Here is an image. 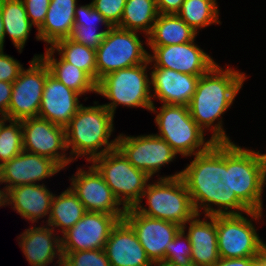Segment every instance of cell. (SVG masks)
Returning <instances> with one entry per match:
<instances>
[{
  "instance_id": "4316f807",
  "label": "cell",
  "mask_w": 266,
  "mask_h": 266,
  "mask_svg": "<svg viewBox=\"0 0 266 266\" xmlns=\"http://www.w3.org/2000/svg\"><path fill=\"white\" fill-rule=\"evenodd\" d=\"M198 33L177 14H159L151 32L147 35V46L178 45L193 41Z\"/></svg>"
},
{
  "instance_id": "cb8c5ba5",
  "label": "cell",
  "mask_w": 266,
  "mask_h": 266,
  "mask_svg": "<svg viewBox=\"0 0 266 266\" xmlns=\"http://www.w3.org/2000/svg\"><path fill=\"white\" fill-rule=\"evenodd\" d=\"M54 195L44 183L19 185L5 193V206H13L22 218L36 223L44 216L49 217Z\"/></svg>"
},
{
  "instance_id": "3957f363",
  "label": "cell",
  "mask_w": 266,
  "mask_h": 266,
  "mask_svg": "<svg viewBox=\"0 0 266 266\" xmlns=\"http://www.w3.org/2000/svg\"><path fill=\"white\" fill-rule=\"evenodd\" d=\"M97 103L82 105L65 126L66 147L71 148L69 157L73 162L86 156L90 163L95 157L117 148V137L109 141L114 131V115Z\"/></svg>"
},
{
  "instance_id": "9c48e42d",
  "label": "cell",
  "mask_w": 266,
  "mask_h": 266,
  "mask_svg": "<svg viewBox=\"0 0 266 266\" xmlns=\"http://www.w3.org/2000/svg\"><path fill=\"white\" fill-rule=\"evenodd\" d=\"M149 53L137 31L111 27L96 50L97 83L105 75L147 62Z\"/></svg>"
},
{
  "instance_id": "e0dca14e",
  "label": "cell",
  "mask_w": 266,
  "mask_h": 266,
  "mask_svg": "<svg viewBox=\"0 0 266 266\" xmlns=\"http://www.w3.org/2000/svg\"><path fill=\"white\" fill-rule=\"evenodd\" d=\"M124 219L134 229L141 246L151 262L165 261L167 245L182 227L174 222L155 219L128 208Z\"/></svg>"
},
{
  "instance_id": "7c38bea8",
  "label": "cell",
  "mask_w": 266,
  "mask_h": 266,
  "mask_svg": "<svg viewBox=\"0 0 266 266\" xmlns=\"http://www.w3.org/2000/svg\"><path fill=\"white\" fill-rule=\"evenodd\" d=\"M21 125L24 151L50 158L63 170L73 162L64 152L67 150L65 127L40 117L21 120Z\"/></svg>"
},
{
  "instance_id": "5b68a950",
  "label": "cell",
  "mask_w": 266,
  "mask_h": 266,
  "mask_svg": "<svg viewBox=\"0 0 266 266\" xmlns=\"http://www.w3.org/2000/svg\"><path fill=\"white\" fill-rule=\"evenodd\" d=\"M156 110L153 103L150 112L157 114L154 122L159 130L155 135L164 139L182 157L202 153L215 143L211 138L205 140V132L191 117L188 106L162 104Z\"/></svg>"
},
{
  "instance_id": "277c9868",
  "label": "cell",
  "mask_w": 266,
  "mask_h": 266,
  "mask_svg": "<svg viewBox=\"0 0 266 266\" xmlns=\"http://www.w3.org/2000/svg\"><path fill=\"white\" fill-rule=\"evenodd\" d=\"M180 175L181 171L159 177L152 184L149 181L141 201L134 208L147 217L174 222L183 227L197 213ZM145 197L148 208L141 205Z\"/></svg>"
},
{
  "instance_id": "83f0119b",
  "label": "cell",
  "mask_w": 266,
  "mask_h": 266,
  "mask_svg": "<svg viewBox=\"0 0 266 266\" xmlns=\"http://www.w3.org/2000/svg\"><path fill=\"white\" fill-rule=\"evenodd\" d=\"M84 205L68 187L60 195H54L46 225L60 229L62 234L71 229L86 213Z\"/></svg>"
},
{
  "instance_id": "681fc988",
  "label": "cell",
  "mask_w": 266,
  "mask_h": 266,
  "mask_svg": "<svg viewBox=\"0 0 266 266\" xmlns=\"http://www.w3.org/2000/svg\"><path fill=\"white\" fill-rule=\"evenodd\" d=\"M5 119H6L5 117H1V116H0V125H1V123H2Z\"/></svg>"
},
{
  "instance_id": "8d00e7d4",
  "label": "cell",
  "mask_w": 266,
  "mask_h": 266,
  "mask_svg": "<svg viewBox=\"0 0 266 266\" xmlns=\"http://www.w3.org/2000/svg\"><path fill=\"white\" fill-rule=\"evenodd\" d=\"M91 3L112 27L120 24L126 0H92Z\"/></svg>"
},
{
  "instance_id": "60d3db41",
  "label": "cell",
  "mask_w": 266,
  "mask_h": 266,
  "mask_svg": "<svg viewBox=\"0 0 266 266\" xmlns=\"http://www.w3.org/2000/svg\"><path fill=\"white\" fill-rule=\"evenodd\" d=\"M262 256L244 258H220L214 266H260Z\"/></svg>"
},
{
  "instance_id": "f907efd6",
  "label": "cell",
  "mask_w": 266,
  "mask_h": 266,
  "mask_svg": "<svg viewBox=\"0 0 266 266\" xmlns=\"http://www.w3.org/2000/svg\"><path fill=\"white\" fill-rule=\"evenodd\" d=\"M54 266H56V265H54ZM57 266H65V264L62 262V263L58 264Z\"/></svg>"
},
{
  "instance_id": "836d02e7",
  "label": "cell",
  "mask_w": 266,
  "mask_h": 266,
  "mask_svg": "<svg viewBox=\"0 0 266 266\" xmlns=\"http://www.w3.org/2000/svg\"><path fill=\"white\" fill-rule=\"evenodd\" d=\"M191 249L189 236L181 229L166 247L165 262L175 266H193Z\"/></svg>"
},
{
  "instance_id": "7a4b0ae2",
  "label": "cell",
  "mask_w": 266,
  "mask_h": 266,
  "mask_svg": "<svg viewBox=\"0 0 266 266\" xmlns=\"http://www.w3.org/2000/svg\"><path fill=\"white\" fill-rule=\"evenodd\" d=\"M226 67L221 68L216 63L200 76L196 92L188 104L193 120L203 131H212L210 138L215 142L232 141L223 128L222 115L232 106L248 78L245 73Z\"/></svg>"
},
{
  "instance_id": "603a6c76",
  "label": "cell",
  "mask_w": 266,
  "mask_h": 266,
  "mask_svg": "<svg viewBox=\"0 0 266 266\" xmlns=\"http://www.w3.org/2000/svg\"><path fill=\"white\" fill-rule=\"evenodd\" d=\"M199 216V214H196L182 227L186 231L187 225H189L186 234L189 236L192 248L191 261L193 266H214L220 259L217 244L216 215H205L202 220Z\"/></svg>"
},
{
  "instance_id": "4dcf8cb0",
  "label": "cell",
  "mask_w": 266,
  "mask_h": 266,
  "mask_svg": "<svg viewBox=\"0 0 266 266\" xmlns=\"http://www.w3.org/2000/svg\"><path fill=\"white\" fill-rule=\"evenodd\" d=\"M216 0H184L177 15L199 33L212 24H221Z\"/></svg>"
},
{
  "instance_id": "44dd1931",
  "label": "cell",
  "mask_w": 266,
  "mask_h": 266,
  "mask_svg": "<svg viewBox=\"0 0 266 266\" xmlns=\"http://www.w3.org/2000/svg\"><path fill=\"white\" fill-rule=\"evenodd\" d=\"M110 266H151L131 225L123 218L112 229L103 248Z\"/></svg>"
},
{
  "instance_id": "4fadbf2b",
  "label": "cell",
  "mask_w": 266,
  "mask_h": 266,
  "mask_svg": "<svg viewBox=\"0 0 266 266\" xmlns=\"http://www.w3.org/2000/svg\"><path fill=\"white\" fill-rule=\"evenodd\" d=\"M117 148L135 168L146 172L151 178L178 155L164 139L153 133L136 137L120 133Z\"/></svg>"
},
{
  "instance_id": "52a82bcc",
  "label": "cell",
  "mask_w": 266,
  "mask_h": 266,
  "mask_svg": "<svg viewBox=\"0 0 266 266\" xmlns=\"http://www.w3.org/2000/svg\"><path fill=\"white\" fill-rule=\"evenodd\" d=\"M91 163L102 175L122 207L132 208L141 201L151 177L135 168L118 148L95 157Z\"/></svg>"
},
{
  "instance_id": "ee69618b",
  "label": "cell",
  "mask_w": 266,
  "mask_h": 266,
  "mask_svg": "<svg viewBox=\"0 0 266 266\" xmlns=\"http://www.w3.org/2000/svg\"><path fill=\"white\" fill-rule=\"evenodd\" d=\"M4 42H5L4 24H3L1 9H0V51L4 50L3 48Z\"/></svg>"
},
{
  "instance_id": "d590c367",
  "label": "cell",
  "mask_w": 266,
  "mask_h": 266,
  "mask_svg": "<svg viewBox=\"0 0 266 266\" xmlns=\"http://www.w3.org/2000/svg\"><path fill=\"white\" fill-rule=\"evenodd\" d=\"M108 30H98L97 25H74L70 39L97 50Z\"/></svg>"
},
{
  "instance_id": "f35d334b",
  "label": "cell",
  "mask_w": 266,
  "mask_h": 266,
  "mask_svg": "<svg viewBox=\"0 0 266 266\" xmlns=\"http://www.w3.org/2000/svg\"><path fill=\"white\" fill-rule=\"evenodd\" d=\"M30 22L38 30L45 21L51 0H22Z\"/></svg>"
},
{
  "instance_id": "d4e9b609",
  "label": "cell",
  "mask_w": 266,
  "mask_h": 266,
  "mask_svg": "<svg viewBox=\"0 0 266 266\" xmlns=\"http://www.w3.org/2000/svg\"><path fill=\"white\" fill-rule=\"evenodd\" d=\"M77 0H51L42 26L37 30L36 40L52 47L57 41L69 38L74 27Z\"/></svg>"
},
{
  "instance_id": "6da1fadb",
  "label": "cell",
  "mask_w": 266,
  "mask_h": 266,
  "mask_svg": "<svg viewBox=\"0 0 266 266\" xmlns=\"http://www.w3.org/2000/svg\"><path fill=\"white\" fill-rule=\"evenodd\" d=\"M180 177L199 215L201 209L208 216L250 211L232 191L231 142H215L208 150L195 154Z\"/></svg>"
},
{
  "instance_id": "2e32d148",
  "label": "cell",
  "mask_w": 266,
  "mask_h": 266,
  "mask_svg": "<svg viewBox=\"0 0 266 266\" xmlns=\"http://www.w3.org/2000/svg\"><path fill=\"white\" fill-rule=\"evenodd\" d=\"M194 41L178 45L148 46L153 54H149L150 65L168 68L177 72L202 76L216 62Z\"/></svg>"
},
{
  "instance_id": "7bdbcfd3",
  "label": "cell",
  "mask_w": 266,
  "mask_h": 266,
  "mask_svg": "<svg viewBox=\"0 0 266 266\" xmlns=\"http://www.w3.org/2000/svg\"><path fill=\"white\" fill-rule=\"evenodd\" d=\"M184 0H156L159 14H177Z\"/></svg>"
},
{
  "instance_id": "8992f818",
  "label": "cell",
  "mask_w": 266,
  "mask_h": 266,
  "mask_svg": "<svg viewBox=\"0 0 266 266\" xmlns=\"http://www.w3.org/2000/svg\"><path fill=\"white\" fill-rule=\"evenodd\" d=\"M150 60L142 64L113 71L97 83V94L110 100L103 104L113 115L118 105L145 108L150 111L152 102L151 81L147 75Z\"/></svg>"
},
{
  "instance_id": "f6af8a7d",
  "label": "cell",
  "mask_w": 266,
  "mask_h": 266,
  "mask_svg": "<svg viewBox=\"0 0 266 266\" xmlns=\"http://www.w3.org/2000/svg\"><path fill=\"white\" fill-rule=\"evenodd\" d=\"M259 152V156L261 158V163H262V169H263V175H264V178L266 180V153L262 154Z\"/></svg>"
},
{
  "instance_id": "c3c4849f",
  "label": "cell",
  "mask_w": 266,
  "mask_h": 266,
  "mask_svg": "<svg viewBox=\"0 0 266 266\" xmlns=\"http://www.w3.org/2000/svg\"><path fill=\"white\" fill-rule=\"evenodd\" d=\"M260 266H266V251L262 255V261Z\"/></svg>"
},
{
  "instance_id": "f546056e",
  "label": "cell",
  "mask_w": 266,
  "mask_h": 266,
  "mask_svg": "<svg viewBox=\"0 0 266 266\" xmlns=\"http://www.w3.org/2000/svg\"><path fill=\"white\" fill-rule=\"evenodd\" d=\"M158 15L156 0H126L122 19L117 27L139 31L141 34L143 31L147 38Z\"/></svg>"
},
{
  "instance_id": "ba28073f",
  "label": "cell",
  "mask_w": 266,
  "mask_h": 266,
  "mask_svg": "<svg viewBox=\"0 0 266 266\" xmlns=\"http://www.w3.org/2000/svg\"><path fill=\"white\" fill-rule=\"evenodd\" d=\"M243 214L216 215L217 244L220 258L262 256L266 242L260 239L252 221H259L263 213L248 211Z\"/></svg>"
},
{
  "instance_id": "b9f144b4",
  "label": "cell",
  "mask_w": 266,
  "mask_h": 266,
  "mask_svg": "<svg viewBox=\"0 0 266 266\" xmlns=\"http://www.w3.org/2000/svg\"><path fill=\"white\" fill-rule=\"evenodd\" d=\"M13 83L0 81V116L7 118Z\"/></svg>"
},
{
  "instance_id": "bcb514c9",
  "label": "cell",
  "mask_w": 266,
  "mask_h": 266,
  "mask_svg": "<svg viewBox=\"0 0 266 266\" xmlns=\"http://www.w3.org/2000/svg\"><path fill=\"white\" fill-rule=\"evenodd\" d=\"M151 266H175L170 263H167L165 261H157V262H152Z\"/></svg>"
},
{
  "instance_id": "d6986e66",
  "label": "cell",
  "mask_w": 266,
  "mask_h": 266,
  "mask_svg": "<svg viewBox=\"0 0 266 266\" xmlns=\"http://www.w3.org/2000/svg\"><path fill=\"white\" fill-rule=\"evenodd\" d=\"M152 102L156 98L162 104L188 106L196 92L200 76L185 74L168 68L150 67Z\"/></svg>"
},
{
  "instance_id": "8fae6325",
  "label": "cell",
  "mask_w": 266,
  "mask_h": 266,
  "mask_svg": "<svg viewBox=\"0 0 266 266\" xmlns=\"http://www.w3.org/2000/svg\"><path fill=\"white\" fill-rule=\"evenodd\" d=\"M29 68H23L13 82L7 119L24 120L38 117L42 93L49 69L41 57H33Z\"/></svg>"
},
{
  "instance_id": "d6a6232c",
  "label": "cell",
  "mask_w": 266,
  "mask_h": 266,
  "mask_svg": "<svg viewBox=\"0 0 266 266\" xmlns=\"http://www.w3.org/2000/svg\"><path fill=\"white\" fill-rule=\"evenodd\" d=\"M6 122H9V125H7ZM22 151L23 139L21 121L6 118L0 125V166Z\"/></svg>"
},
{
  "instance_id": "30bf717a",
  "label": "cell",
  "mask_w": 266,
  "mask_h": 266,
  "mask_svg": "<svg viewBox=\"0 0 266 266\" xmlns=\"http://www.w3.org/2000/svg\"><path fill=\"white\" fill-rule=\"evenodd\" d=\"M231 181L232 191L250 211L263 212L266 180L258 151L231 142Z\"/></svg>"
},
{
  "instance_id": "5bb4252c",
  "label": "cell",
  "mask_w": 266,
  "mask_h": 266,
  "mask_svg": "<svg viewBox=\"0 0 266 266\" xmlns=\"http://www.w3.org/2000/svg\"><path fill=\"white\" fill-rule=\"evenodd\" d=\"M77 170L70 178V188L84 205L85 210L116 215L120 220L123 219L127 209L121 208L122 204L97 169L91 164L87 171L81 167Z\"/></svg>"
},
{
  "instance_id": "ab89813d",
  "label": "cell",
  "mask_w": 266,
  "mask_h": 266,
  "mask_svg": "<svg viewBox=\"0 0 266 266\" xmlns=\"http://www.w3.org/2000/svg\"><path fill=\"white\" fill-rule=\"evenodd\" d=\"M23 68L18 60L0 51V81L13 83Z\"/></svg>"
},
{
  "instance_id": "7dc6e473",
  "label": "cell",
  "mask_w": 266,
  "mask_h": 266,
  "mask_svg": "<svg viewBox=\"0 0 266 266\" xmlns=\"http://www.w3.org/2000/svg\"><path fill=\"white\" fill-rule=\"evenodd\" d=\"M0 206L5 207V193L3 189H0Z\"/></svg>"
},
{
  "instance_id": "7402d4cb",
  "label": "cell",
  "mask_w": 266,
  "mask_h": 266,
  "mask_svg": "<svg viewBox=\"0 0 266 266\" xmlns=\"http://www.w3.org/2000/svg\"><path fill=\"white\" fill-rule=\"evenodd\" d=\"M41 226L29 227L18 237V245L26 261L31 266H48L54 259H58L57 264L62 263L61 237L55 235V230L50 226Z\"/></svg>"
},
{
  "instance_id": "74e56055",
  "label": "cell",
  "mask_w": 266,
  "mask_h": 266,
  "mask_svg": "<svg viewBox=\"0 0 266 266\" xmlns=\"http://www.w3.org/2000/svg\"><path fill=\"white\" fill-rule=\"evenodd\" d=\"M102 25L105 26V30H109L112 26L98 12L92 5V3L86 5H76L74 15V25Z\"/></svg>"
},
{
  "instance_id": "9a60e30c",
  "label": "cell",
  "mask_w": 266,
  "mask_h": 266,
  "mask_svg": "<svg viewBox=\"0 0 266 266\" xmlns=\"http://www.w3.org/2000/svg\"><path fill=\"white\" fill-rule=\"evenodd\" d=\"M119 220L116 215L87 211L71 229L61 235V251L103 249Z\"/></svg>"
},
{
  "instance_id": "f1b7e54d",
  "label": "cell",
  "mask_w": 266,
  "mask_h": 266,
  "mask_svg": "<svg viewBox=\"0 0 266 266\" xmlns=\"http://www.w3.org/2000/svg\"><path fill=\"white\" fill-rule=\"evenodd\" d=\"M0 9L4 24V34L12 40L18 52H22L34 26L28 19L22 0H0Z\"/></svg>"
},
{
  "instance_id": "1f68e13d",
  "label": "cell",
  "mask_w": 266,
  "mask_h": 266,
  "mask_svg": "<svg viewBox=\"0 0 266 266\" xmlns=\"http://www.w3.org/2000/svg\"><path fill=\"white\" fill-rule=\"evenodd\" d=\"M52 48L66 62L85 71L97 83L96 50L70 38L57 41Z\"/></svg>"
},
{
  "instance_id": "484cf974",
  "label": "cell",
  "mask_w": 266,
  "mask_h": 266,
  "mask_svg": "<svg viewBox=\"0 0 266 266\" xmlns=\"http://www.w3.org/2000/svg\"><path fill=\"white\" fill-rule=\"evenodd\" d=\"M45 51V54H36L34 57L44 60L51 75L81 96L85 93H97V83L85 71L66 62L60 55L59 58L53 56L55 50L52 47L49 46Z\"/></svg>"
},
{
  "instance_id": "ac0fdd59",
  "label": "cell",
  "mask_w": 266,
  "mask_h": 266,
  "mask_svg": "<svg viewBox=\"0 0 266 266\" xmlns=\"http://www.w3.org/2000/svg\"><path fill=\"white\" fill-rule=\"evenodd\" d=\"M61 170L54 160L23 150L0 166V184L6 183L3 187L6 193L19 185L40 184V181L54 176Z\"/></svg>"
},
{
  "instance_id": "ffe728a7",
  "label": "cell",
  "mask_w": 266,
  "mask_h": 266,
  "mask_svg": "<svg viewBox=\"0 0 266 266\" xmlns=\"http://www.w3.org/2000/svg\"><path fill=\"white\" fill-rule=\"evenodd\" d=\"M42 94L38 117L63 127L83 105L79 101V93L66 87L50 73L46 77Z\"/></svg>"
},
{
  "instance_id": "e575fe53",
  "label": "cell",
  "mask_w": 266,
  "mask_h": 266,
  "mask_svg": "<svg viewBox=\"0 0 266 266\" xmlns=\"http://www.w3.org/2000/svg\"><path fill=\"white\" fill-rule=\"evenodd\" d=\"M65 266H110L103 249L62 252Z\"/></svg>"
}]
</instances>
